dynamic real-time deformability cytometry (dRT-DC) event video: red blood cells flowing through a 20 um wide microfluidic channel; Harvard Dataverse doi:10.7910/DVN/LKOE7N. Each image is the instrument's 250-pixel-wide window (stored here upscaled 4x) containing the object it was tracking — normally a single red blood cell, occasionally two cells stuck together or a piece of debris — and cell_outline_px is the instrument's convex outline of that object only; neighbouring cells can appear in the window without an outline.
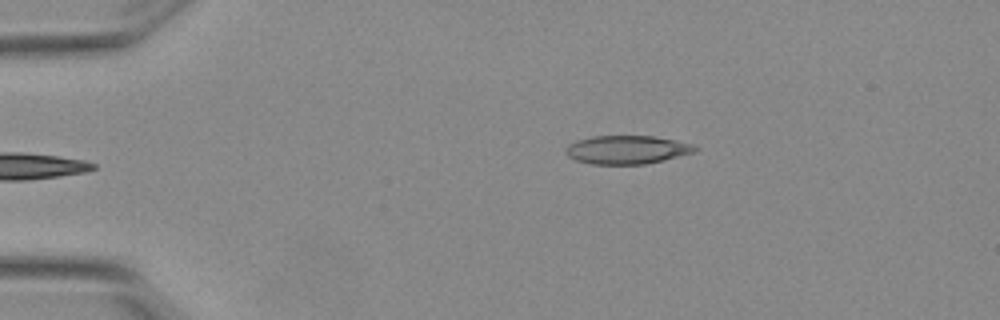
{"species": "Egyptian fruit bat (a non-hibernating species)", "species_latin": "Rousettus aegyptiacus", "temperature_condition": "warm", "stored_images_in_passage": 4, "camera_frame_rate_fps": 3000, "um_per_image_px": 0.085, "animal": {"sex": "female"}, "frame": {"image": 1, "passage_image": 4, "time_ms": 1.0, "image_size_px": [1000, 320], "cell_outline_px": [[700, 148], [692, 152], [664, 160], [644, 164], [592, 164], [576, 160], [568, 156], [568, 144], [576, 140], [592, 136], [652, 136], [692, 144]], "centroid_in_image_um": [53.28, 12.72], "position_along_channel_um": 31.7, "area_um2": 21.1}}